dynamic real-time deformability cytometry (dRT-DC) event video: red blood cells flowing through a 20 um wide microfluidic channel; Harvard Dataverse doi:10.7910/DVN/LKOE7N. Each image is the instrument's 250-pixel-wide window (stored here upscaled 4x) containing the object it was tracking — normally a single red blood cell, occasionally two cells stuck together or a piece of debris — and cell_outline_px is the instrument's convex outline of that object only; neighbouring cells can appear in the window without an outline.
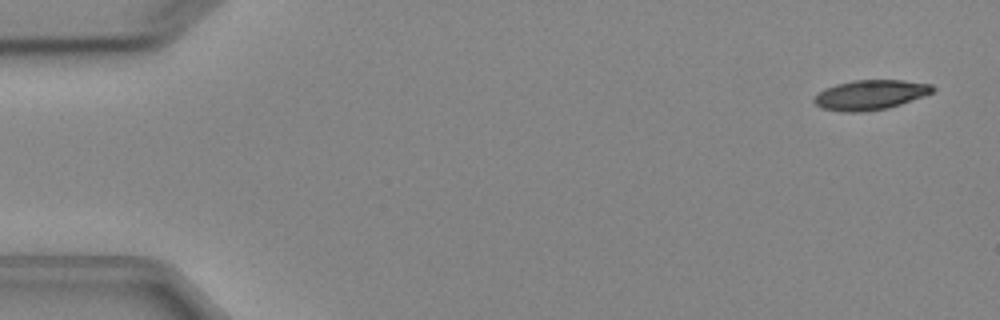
{"species": "Egyptian fruit bat (a non-hibernating species)", "species_latin": "Rousettus aegyptiacus", "temperature_condition": "cold", "stored_images_in_passage": 4, "camera_frame_rate_fps": 3000, "um_per_image_px": 0.085, "animal": {"sex": "female"}, "frame": {"image": 1, "passage_image": 1, "time_ms": 0.0, "image_size_px": [1000, 320], "cell_outline_px": [[936, 88], [932, 92], [924, 96], [888, 108], [860, 112], [844, 112], [820, 108], [812, 100], [824, 88], [836, 84], [852, 80], [904, 80], [932, 84]], "centroid_in_image_um": [73.98, 8.06], "position_along_channel_um": 11.0, "area_um2": 20.63}}
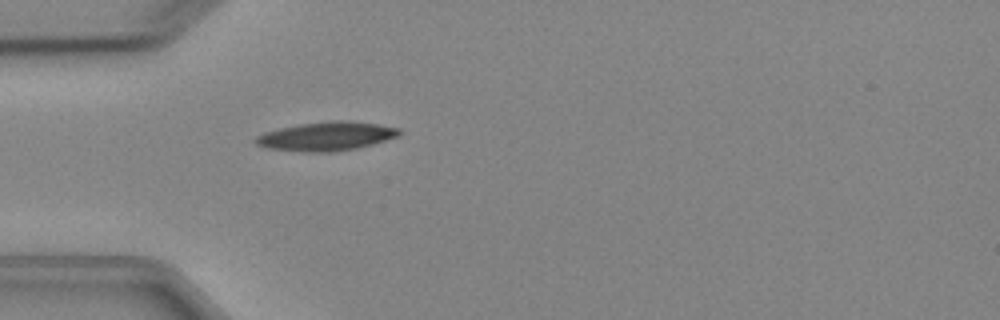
{"frame": {"image": 2, "passage_image": 4, "time_ms": 4.333, "image_size_px": [1000, 320], "cell_outline_px": [[400, 136], [372, 144], [356, 148], [332, 152], [304, 152], [268, 148], [256, 144], [252, 140], [256, 136], [264, 132], [280, 128], [300, 124], [328, 120], [352, 120], [380, 124], [400, 128]], "centroid_in_image_um": [27.75, 11.57], "position_along_channel_um": 57.2, "area_um2": 24.39}}